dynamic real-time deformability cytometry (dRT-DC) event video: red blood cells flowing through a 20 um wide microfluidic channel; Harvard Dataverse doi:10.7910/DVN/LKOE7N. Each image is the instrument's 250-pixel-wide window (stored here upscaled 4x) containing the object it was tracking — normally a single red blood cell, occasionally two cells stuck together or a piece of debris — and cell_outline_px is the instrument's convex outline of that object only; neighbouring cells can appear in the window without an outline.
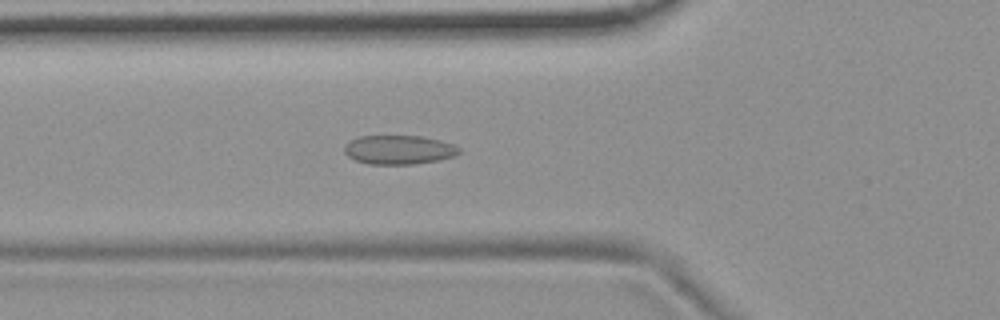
{"species": "common noctule bat (a hibernating species)", "species_latin": "Nyctalus noctula", "temperature_condition": "room temperature", "stored_images_in_passage": 55, "camera_frame_rate_fps": 3000, "um_per_image_px": 0.085, "animal": {"sex": "female", "body_mass_g": 19.9}, "frame": {"image": 1, "passage_image": 20, "time_ms": 6.333, "image_size_px": [1000, 320], "cell_outline_px": [[460, 152], [456, 156], [436, 160], [412, 164], [368, 164], [356, 160], [348, 156], [344, 152], [344, 148], [352, 140], [360, 136], [420, 136], [440, 140], [452, 144], [460, 148]], "centroid_in_image_um": [33.92, 12.73], "position_along_channel_um": 91.9, "area_um2": 19.19}}
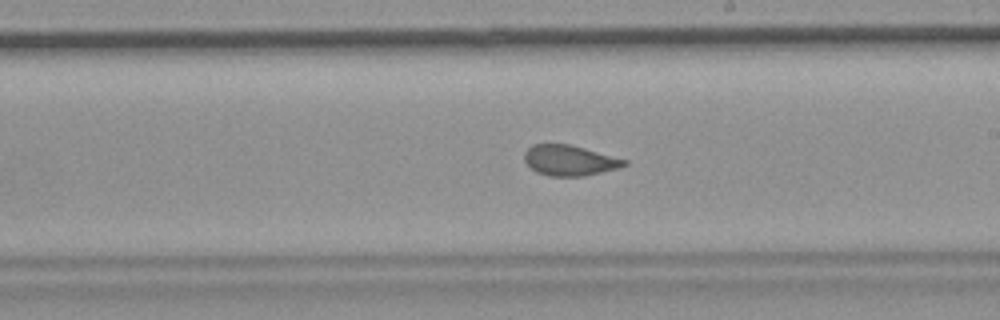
{"frame": {"image": 2, "passage_image": 32, "time_ms": 10.333, "image_size_px": [1000, 320], "cell_outline_px": [[628, 164], [620, 168], [584, 176], [548, 176], [536, 172], [524, 160], [524, 152], [532, 144], [568, 144], [584, 148], [628, 160]], "centroid_in_image_um": [48.42, 13.64], "position_along_channel_um": 240.6, "area_um2": 17.74}}
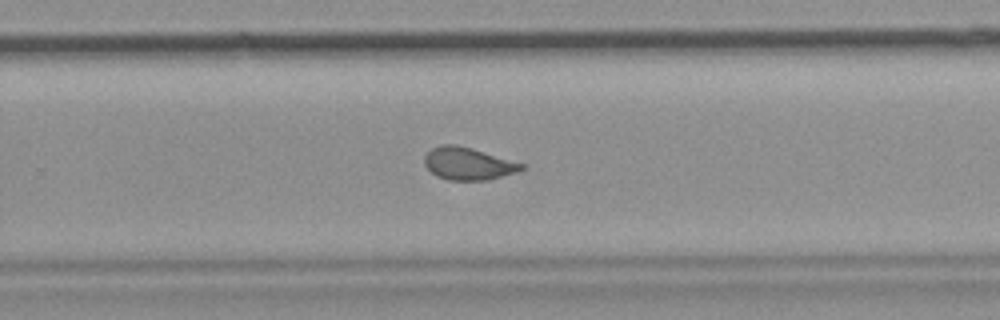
{"frame": {"image": 3, "passage_image": 36, "time_ms": 11.667, "image_size_px": [1000, 320], "cell_outline_px": [[524, 168], [516, 172], [488, 180], [448, 180], [436, 176], [424, 164], [424, 156], [432, 148], [440, 144], [456, 144], [472, 148], [524, 164]], "centroid_in_image_um": [39.76, 13.9], "position_along_channel_um": 290.0, "area_um2": 18.26}, "authors_computed_cell_mechanics": {"area_um2": 19.1318, "velocity_mm_per_s": 3.7181, "shape_relaxation_time_tau1_ms": null, "shape_relaxation_time_tau2_ms": 0.9376, "deformation_change_tau1": null, "deformation_change_tau2": 0.0612}}